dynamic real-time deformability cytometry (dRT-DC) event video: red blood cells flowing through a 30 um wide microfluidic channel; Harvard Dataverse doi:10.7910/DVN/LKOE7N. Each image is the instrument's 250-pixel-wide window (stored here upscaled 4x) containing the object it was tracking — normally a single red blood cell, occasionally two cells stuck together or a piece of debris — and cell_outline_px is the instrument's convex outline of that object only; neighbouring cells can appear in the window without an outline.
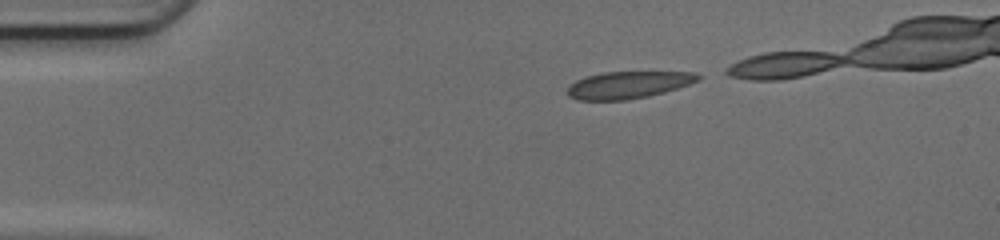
{"species": "common noctule bat (a hibernating species)", "species_latin": "Nyctalus noctula", "temperature_condition": "cold", "stored_images_in_passage": 32, "camera_frame_rate_fps": 3000, "um_per_image_px": 0.085, "animal": {"sex": "female", "body_mass_g": 17.0, "forearm_length_mm": 48.0}, "frame": {"image": 1, "passage_image": 1, "time_ms": 0.0, "image_size_px": [1000, 240], "cell_outline_px": [[704, 76], [700, 80], [664, 92], [648, 96], [624, 100], [580, 100], [568, 96], [568, 88], [576, 80], [584, 76], [604, 72], [696, 72]], "centroid_in_image_um": [53.42, 7.2], "position_along_channel_um": 31.6, "area_um2": 20.58}}
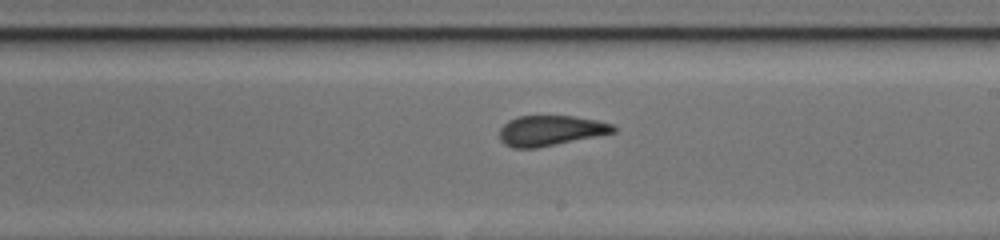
{"frame": {"image": 2, "passage_image": 20, "time_ms": 6.333, "image_size_px": [1000, 240], "cell_outline_px": [[616, 132], [536, 148], [512, 148], [504, 144], [500, 140], [500, 128], [508, 120], [516, 116], [572, 116], [596, 120], [612, 124], [616, 128]], "centroid_in_image_um": [46.76, 11.1], "position_along_channel_um": 242.2, "area_um2": 20.0}}
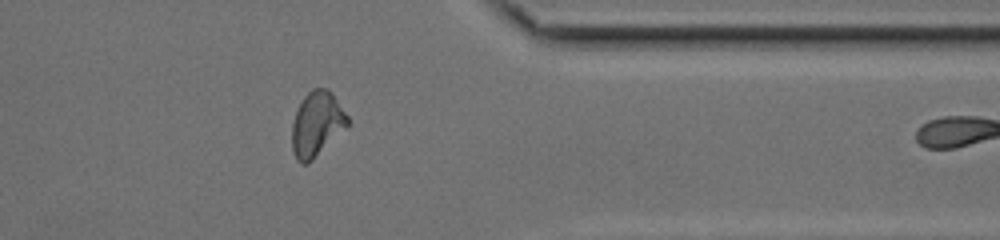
{"frame": {"image": 3, "passage_image": 31, "time_ms": 10.0, "image_size_px": [1000, 240], "cell_outline_px": [[348, 128], [308, 164], [300, 164], [296, 160], [292, 148], [292, 124], [296, 112], [304, 96], [312, 88], [328, 88], [332, 92], [348, 116]], "centroid_in_image_um": [26.94, 10.56], "position_along_channel_um": 384.5, "area_um2": 21.27}}